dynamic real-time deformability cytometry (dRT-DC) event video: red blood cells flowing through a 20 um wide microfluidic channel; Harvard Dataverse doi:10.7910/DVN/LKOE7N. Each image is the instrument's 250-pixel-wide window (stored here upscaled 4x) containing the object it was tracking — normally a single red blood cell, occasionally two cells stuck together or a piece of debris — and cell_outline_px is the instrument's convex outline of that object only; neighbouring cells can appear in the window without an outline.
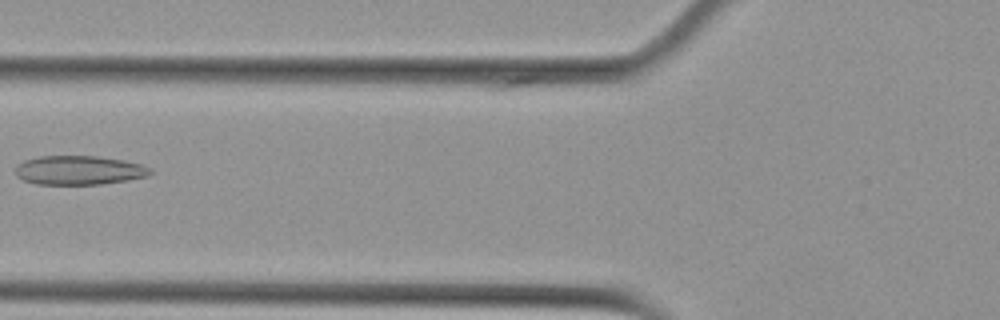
{"species": "Egyptian fruit bat (a non-hibernating species)", "species_latin": "Rousettus aegyptiacus", "temperature_condition": "cold", "stored_images_in_passage": 5, "camera_frame_rate_fps": 3000, "um_per_image_px": 0.085, "animal": {"sex": "female"}, "frame": {"image": 1, "passage_image": 4, "time_ms": 1.0, "image_size_px": [1000, 320], "cell_outline_px": [[152, 172], [148, 176], [128, 180], [100, 184], [36, 184], [24, 180], [16, 176], [16, 164], [24, 160], [40, 156], [96, 156], [124, 160], [140, 164], [152, 168]], "centroid_in_image_um": [6.72, 14.46], "position_along_channel_um": 119.1, "area_um2": 22.89}}
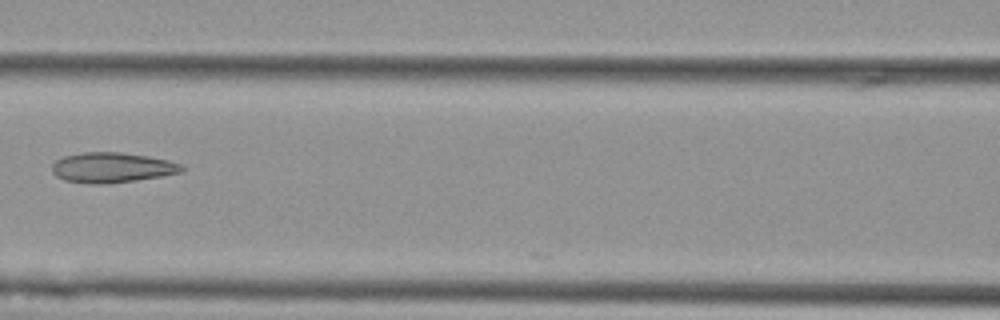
{"frame": {"image": 2, "passage_image": 5, "time_ms": 1.333, "image_size_px": [1000, 320], "cell_outline_px": [[184, 168], [180, 172], [160, 176], [136, 180], [100, 184], [92, 184], [64, 180], [56, 176], [52, 172], [52, 164], [56, 160], [64, 156], [84, 152], [120, 152], [148, 156], [168, 160], [180, 164]], "centroid_in_image_um": [9.48, 14.24], "position_along_channel_um": 157.1, "area_um2": 22.6}}